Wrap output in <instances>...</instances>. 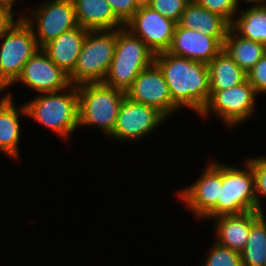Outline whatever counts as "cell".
Instances as JSON below:
<instances>
[{
  "label": "cell",
  "mask_w": 266,
  "mask_h": 266,
  "mask_svg": "<svg viewBox=\"0 0 266 266\" xmlns=\"http://www.w3.org/2000/svg\"><path fill=\"white\" fill-rule=\"evenodd\" d=\"M154 63L166 80L172 102L178 108L188 106L200 114L210 98L207 63L172 55L167 51L155 54Z\"/></svg>",
  "instance_id": "cell-1"
},
{
  "label": "cell",
  "mask_w": 266,
  "mask_h": 266,
  "mask_svg": "<svg viewBox=\"0 0 266 266\" xmlns=\"http://www.w3.org/2000/svg\"><path fill=\"white\" fill-rule=\"evenodd\" d=\"M155 53L125 26L117 29L114 56L103 83L123 91L132 85L138 74L154 63Z\"/></svg>",
  "instance_id": "cell-2"
},
{
  "label": "cell",
  "mask_w": 266,
  "mask_h": 266,
  "mask_svg": "<svg viewBox=\"0 0 266 266\" xmlns=\"http://www.w3.org/2000/svg\"><path fill=\"white\" fill-rule=\"evenodd\" d=\"M70 89V90H69ZM40 93L38 97L25 103L27 117L37 120L56 134L68 137L79 127L78 86L71 84L67 92ZM61 93V94H60Z\"/></svg>",
  "instance_id": "cell-3"
},
{
  "label": "cell",
  "mask_w": 266,
  "mask_h": 266,
  "mask_svg": "<svg viewBox=\"0 0 266 266\" xmlns=\"http://www.w3.org/2000/svg\"><path fill=\"white\" fill-rule=\"evenodd\" d=\"M117 42V29L89 30L82 44L70 83H103L109 71Z\"/></svg>",
  "instance_id": "cell-4"
},
{
  "label": "cell",
  "mask_w": 266,
  "mask_h": 266,
  "mask_svg": "<svg viewBox=\"0 0 266 266\" xmlns=\"http://www.w3.org/2000/svg\"><path fill=\"white\" fill-rule=\"evenodd\" d=\"M79 125H93L111 135L115 128L125 91L104 83H86L78 86Z\"/></svg>",
  "instance_id": "cell-5"
},
{
  "label": "cell",
  "mask_w": 266,
  "mask_h": 266,
  "mask_svg": "<svg viewBox=\"0 0 266 266\" xmlns=\"http://www.w3.org/2000/svg\"><path fill=\"white\" fill-rule=\"evenodd\" d=\"M1 35L4 39L0 49V93L20 76L25 63L40 47L30 25L18 18Z\"/></svg>",
  "instance_id": "cell-6"
},
{
  "label": "cell",
  "mask_w": 266,
  "mask_h": 266,
  "mask_svg": "<svg viewBox=\"0 0 266 266\" xmlns=\"http://www.w3.org/2000/svg\"><path fill=\"white\" fill-rule=\"evenodd\" d=\"M246 169L222 164V187L217 200V217L246 211H257L255 176L246 161Z\"/></svg>",
  "instance_id": "cell-7"
},
{
  "label": "cell",
  "mask_w": 266,
  "mask_h": 266,
  "mask_svg": "<svg viewBox=\"0 0 266 266\" xmlns=\"http://www.w3.org/2000/svg\"><path fill=\"white\" fill-rule=\"evenodd\" d=\"M256 93L246 79L239 85L222 91H210V98L200 116H207L210 111L222 118L226 126L234 127L247 120L255 111Z\"/></svg>",
  "instance_id": "cell-8"
},
{
  "label": "cell",
  "mask_w": 266,
  "mask_h": 266,
  "mask_svg": "<svg viewBox=\"0 0 266 266\" xmlns=\"http://www.w3.org/2000/svg\"><path fill=\"white\" fill-rule=\"evenodd\" d=\"M36 10L35 13L32 12L36 26L31 17L21 15L19 18H23L30 25L40 48L63 32L78 26L73 0H50Z\"/></svg>",
  "instance_id": "cell-9"
},
{
  "label": "cell",
  "mask_w": 266,
  "mask_h": 266,
  "mask_svg": "<svg viewBox=\"0 0 266 266\" xmlns=\"http://www.w3.org/2000/svg\"><path fill=\"white\" fill-rule=\"evenodd\" d=\"M167 118L157 108L124 97L112 134L113 139L127 141L141 139Z\"/></svg>",
  "instance_id": "cell-10"
},
{
  "label": "cell",
  "mask_w": 266,
  "mask_h": 266,
  "mask_svg": "<svg viewBox=\"0 0 266 266\" xmlns=\"http://www.w3.org/2000/svg\"><path fill=\"white\" fill-rule=\"evenodd\" d=\"M221 187L222 164L213 162L207 166L200 179L178 192V196L194 215L212 219L217 217V200L220 198Z\"/></svg>",
  "instance_id": "cell-11"
},
{
  "label": "cell",
  "mask_w": 266,
  "mask_h": 266,
  "mask_svg": "<svg viewBox=\"0 0 266 266\" xmlns=\"http://www.w3.org/2000/svg\"><path fill=\"white\" fill-rule=\"evenodd\" d=\"M125 94L135 102L157 108L166 117L179 109L172 102L166 80L155 63L138 74Z\"/></svg>",
  "instance_id": "cell-12"
},
{
  "label": "cell",
  "mask_w": 266,
  "mask_h": 266,
  "mask_svg": "<svg viewBox=\"0 0 266 266\" xmlns=\"http://www.w3.org/2000/svg\"><path fill=\"white\" fill-rule=\"evenodd\" d=\"M19 81L41 94L66 90L71 85L69 75L42 48L25 63L14 83Z\"/></svg>",
  "instance_id": "cell-13"
},
{
  "label": "cell",
  "mask_w": 266,
  "mask_h": 266,
  "mask_svg": "<svg viewBox=\"0 0 266 266\" xmlns=\"http://www.w3.org/2000/svg\"><path fill=\"white\" fill-rule=\"evenodd\" d=\"M125 26L157 54L169 49L176 23L147 6L139 7Z\"/></svg>",
  "instance_id": "cell-14"
},
{
  "label": "cell",
  "mask_w": 266,
  "mask_h": 266,
  "mask_svg": "<svg viewBox=\"0 0 266 266\" xmlns=\"http://www.w3.org/2000/svg\"><path fill=\"white\" fill-rule=\"evenodd\" d=\"M223 46L199 30H190L176 24L168 53L190 60L209 63Z\"/></svg>",
  "instance_id": "cell-15"
},
{
  "label": "cell",
  "mask_w": 266,
  "mask_h": 266,
  "mask_svg": "<svg viewBox=\"0 0 266 266\" xmlns=\"http://www.w3.org/2000/svg\"><path fill=\"white\" fill-rule=\"evenodd\" d=\"M261 215L257 211H246L213 218L216 226V242L231 250L241 252L248 240L251 225Z\"/></svg>",
  "instance_id": "cell-16"
},
{
  "label": "cell",
  "mask_w": 266,
  "mask_h": 266,
  "mask_svg": "<svg viewBox=\"0 0 266 266\" xmlns=\"http://www.w3.org/2000/svg\"><path fill=\"white\" fill-rule=\"evenodd\" d=\"M88 31L78 25L49 41L42 49L59 68L70 75L75 69L82 44Z\"/></svg>",
  "instance_id": "cell-17"
},
{
  "label": "cell",
  "mask_w": 266,
  "mask_h": 266,
  "mask_svg": "<svg viewBox=\"0 0 266 266\" xmlns=\"http://www.w3.org/2000/svg\"><path fill=\"white\" fill-rule=\"evenodd\" d=\"M178 24L190 30H199L214 37L222 46L231 24L217 13L211 12L191 0L183 11Z\"/></svg>",
  "instance_id": "cell-18"
},
{
  "label": "cell",
  "mask_w": 266,
  "mask_h": 266,
  "mask_svg": "<svg viewBox=\"0 0 266 266\" xmlns=\"http://www.w3.org/2000/svg\"><path fill=\"white\" fill-rule=\"evenodd\" d=\"M73 3L78 25L87 30H112L125 26L106 0H73Z\"/></svg>",
  "instance_id": "cell-19"
},
{
  "label": "cell",
  "mask_w": 266,
  "mask_h": 266,
  "mask_svg": "<svg viewBox=\"0 0 266 266\" xmlns=\"http://www.w3.org/2000/svg\"><path fill=\"white\" fill-rule=\"evenodd\" d=\"M18 110V111H17ZM20 114L27 115L25 105L15 107L11 94L0 100V151L11 158H19L18 143L20 141Z\"/></svg>",
  "instance_id": "cell-20"
},
{
  "label": "cell",
  "mask_w": 266,
  "mask_h": 266,
  "mask_svg": "<svg viewBox=\"0 0 266 266\" xmlns=\"http://www.w3.org/2000/svg\"><path fill=\"white\" fill-rule=\"evenodd\" d=\"M210 91H222L239 85L247 74L222 49L208 64Z\"/></svg>",
  "instance_id": "cell-21"
},
{
  "label": "cell",
  "mask_w": 266,
  "mask_h": 266,
  "mask_svg": "<svg viewBox=\"0 0 266 266\" xmlns=\"http://www.w3.org/2000/svg\"><path fill=\"white\" fill-rule=\"evenodd\" d=\"M236 36L230 28L223 42V50L247 73L266 54V45Z\"/></svg>",
  "instance_id": "cell-22"
},
{
  "label": "cell",
  "mask_w": 266,
  "mask_h": 266,
  "mask_svg": "<svg viewBox=\"0 0 266 266\" xmlns=\"http://www.w3.org/2000/svg\"><path fill=\"white\" fill-rule=\"evenodd\" d=\"M241 13L230 28L240 37L266 45V6L252 5Z\"/></svg>",
  "instance_id": "cell-23"
},
{
  "label": "cell",
  "mask_w": 266,
  "mask_h": 266,
  "mask_svg": "<svg viewBox=\"0 0 266 266\" xmlns=\"http://www.w3.org/2000/svg\"><path fill=\"white\" fill-rule=\"evenodd\" d=\"M241 253L242 266H264L266 260V220L262 214L250 228Z\"/></svg>",
  "instance_id": "cell-24"
},
{
  "label": "cell",
  "mask_w": 266,
  "mask_h": 266,
  "mask_svg": "<svg viewBox=\"0 0 266 266\" xmlns=\"http://www.w3.org/2000/svg\"><path fill=\"white\" fill-rule=\"evenodd\" d=\"M210 249L203 266H242L240 252L219 245L216 241Z\"/></svg>",
  "instance_id": "cell-25"
},
{
  "label": "cell",
  "mask_w": 266,
  "mask_h": 266,
  "mask_svg": "<svg viewBox=\"0 0 266 266\" xmlns=\"http://www.w3.org/2000/svg\"><path fill=\"white\" fill-rule=\"evenodd\" d=\"M191 0H152L149 7L176 24Z\"/></svg>",
  "instance_id": "cell-26"
},
{
  "label": "cell",
  "mask_w": 266,
  "mask_h": 266,
  "mask_svg": "<svg viewBox=\"0 0 266 266\" xmlns=\"http://www.w3.org/2000/svg\"><path fill=\"white\" fill-rule=\"evenodd\" d=\"M247 161L252 166L255 176L257 212L264 214L259 196L262 195L266 197V157H254Z\"/></svg>",
  "instance_id": "cell-27"
},
{
  "label": "cell",
  "mask_w": 266,
  "mask_h": 266,
  "mask_svg": "<svg viewBox=\"0 0 266 266\" xmlns=\"http://www.w3.org/2000/svg\"><path fill=\"white\" fill-rule=\"evenodd\" d=\"M203 8L217 13L225 18L230 24L235 21L234 13L238 8L237 0H195Z\"/></svg>",
  "instance_id": "cell-28"
},
{
  "label": "cell",
  "mask_w": 266,
  "mask_h": 266,
  "mask_svg": "<svg viewBox=\"0 0 266 266\" xmlns=\"http://www.w3.org/2000/svg\"><path fill=\"white\" fill-rule=\"evenodd\" d=\"M255 93H266V54L246 73Z\"/></svg>",
  "instance_id": "cell-29"
},
{
  "label": "cell",
  "mask_w": 266,
  "mask_h": 266,
  "mask_svg": "<svg viewBox=\"0 0 266 266\" xmlns=\"http://www.w3.org/2000/svg\"><path fill=\"white\" fill-rule=\"evenodd\" d=\"M115 16L125 25L139 9L135 0H106Z\"/></svg>",
  "instance_id": "cell-30"
},
{
  "label": "cell",
  "mask_w": 266,
  "mask_h": 266,
  "mask_svg": "<svg viewBox=\"0 0 266 266\" xmlns=\"http://www.w3.org/2000/svg\"><path fill=\"white\" fill-rule=\"evenodd\" d=\"M14 22V15L0 6V35Z\"/></svg>",
  "instance_id": "cell-31"
},
{
  "label": "cell",
  "mask_w": 266,
  "mask_h": 266,
  "mask_svg": "<svg viewBox=\"0 0 266 266\" xmlns=\"http://www.w3.org/2000/svg\"><path fill=\"white\" fill-rule=\"evenodd\" d=\"M16 0H0V6L4 7L5 9H7L11 14L14 15V13H12V7L14 6V2Z\"/></svg>",
  "instance_id": "cell-32"
},
{
  "label": "cell",
  "mask_w": 266,
  "mask_h": 266,
  "mask_svg": "<svg viewBox=\"0 0 266 266\" xmlns=\"http://www.w3.org/2000/svg\"><path fill=\"white\" fill-rule=\"evenodd\" d=\"M152 0H135L138 7H147L150 5Z\"/></svg>",
  "instance_id": "cell-33"
},
{
  "label": "cell",
  "mask_w": 266,
  "mask_h": 266,
  "mask_svg": "<svg viewBox=\"0 0 266 266\" xmlns=\"http://www.w3.org/2000/svg\"><path fill=\"white\" fill-rule=\"evenodd\" d=\"M238 1V3H239V1L240 0H237ZM243 1H246L247 3L249 2H251V3H254V5H262L263 4V0H243Z\"/></svg>",
  "instance_id": "cell-34"
},
{
  "label": "cell",
  "mask_w": 266,
  "mask_h": 266,
  "mask_svg": "<svg viewBox=\"0 0 266 266\" xmlns=\"http://www.w3.org/2000/svg\"><path fill=\"white\" fill-rule=\"evenodd\" d=\"M262 5L266 6V0H263V4Z\"/></svg>",
  "instance_id": "cell-35"
}]
</instances>
